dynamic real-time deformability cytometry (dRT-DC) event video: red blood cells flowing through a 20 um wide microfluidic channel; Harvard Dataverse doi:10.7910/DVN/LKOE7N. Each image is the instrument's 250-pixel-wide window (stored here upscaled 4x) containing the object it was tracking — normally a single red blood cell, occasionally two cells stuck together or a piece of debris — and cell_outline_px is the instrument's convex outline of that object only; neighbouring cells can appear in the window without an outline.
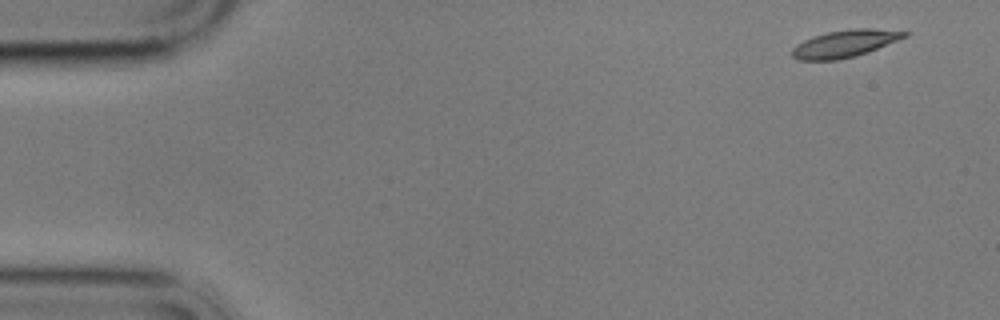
{"species": "common noctule bat (a hibernating species)", "species_latin": "Nyctalus noctula", "temperature_condition": "cold", "stored_images_in_passage": 6, "camera_frame_rate_fps": 3000, "um_per_image_px": 0.085, "animal": {"sex": "male", "body_mass_g": 17.9}, "frame": {"image": 1, "passage_image": 1, "time_ms": 0.0, "image_size_px": [1000, 320], "cell_outline_px": [[912, 32], [908, 36], [868, 52], [856, 56], [836, 60], [796, 60], [792, 56], [792, 48], [796, 44], [812, 36], [828, 32], [852, 28], [872, 28]], "centroid_in_image_um": [71.82, 3.7], "position_along_channel_um": 13.2, "area_um2": 17.98}}
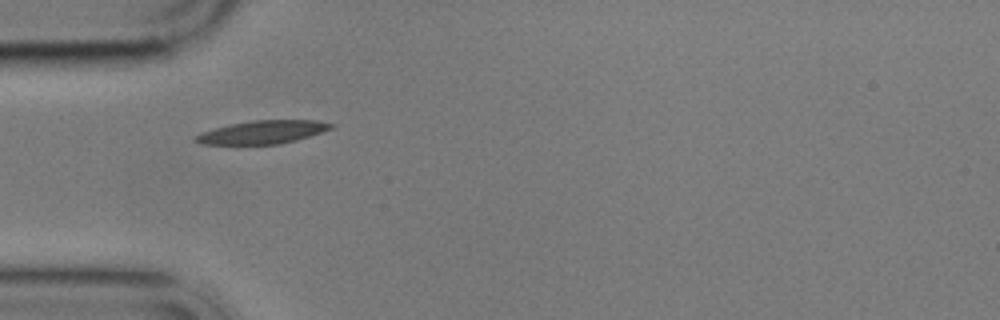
{"frame": {"image": 2, "passage_image": 5, "time_ms": 4.667, "image_size_px": [1000, 320], "cell_outline_px": [[336, 124], [332, 128], [296, 140], [280, 144], [200, 144], [192, 140], [192, 136], [200, 132], [232, 124], [252, 120], [316, 120]], "centroid_in_image_um": [22.27, 11.23], "position_along_channel_um": 62.7, "area_um2": 18.26}}
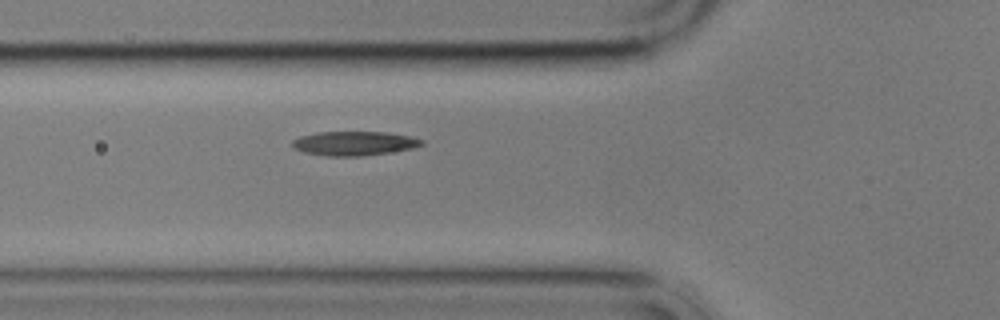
{"frame": {"image": 3, "passage_image": 6, "time_ms": 5.667, "image_size_px": [1000, 320], "cell_outline_px": [[424, 144], [412, 148], [388, 152], [360, 156], [328, 156], [304, 152], [292, 148], [292, 140], [300, 136], [316, 132], [384, 132], [412, 136], [424, 140]], "centroid_in_image_um": [30.08, 12.18], "position_along_channel_um": 95.7, "area_um2": 18.21}}